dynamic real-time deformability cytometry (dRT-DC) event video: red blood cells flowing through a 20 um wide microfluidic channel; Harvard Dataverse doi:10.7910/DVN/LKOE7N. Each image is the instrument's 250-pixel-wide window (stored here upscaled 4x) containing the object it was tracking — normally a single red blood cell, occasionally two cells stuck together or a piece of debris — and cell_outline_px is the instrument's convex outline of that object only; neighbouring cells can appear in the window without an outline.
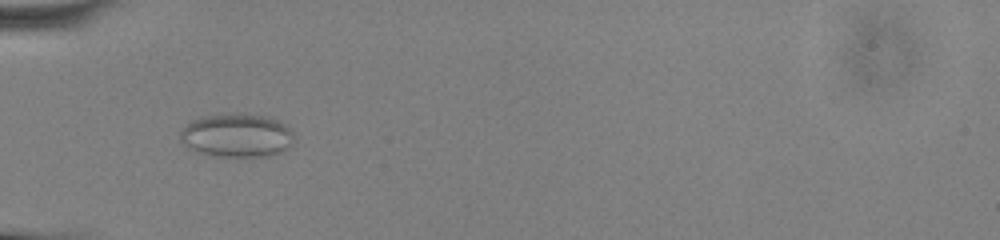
{"species": "common noctule bat (a hibernating species)", "species_latin": "Nyctalus noctula", "temperature_condition": "cold", "stored_images_in_passage": 54, "camera_frame_rate_fps": 3000, "um_per_image_px": 0.085, "animal": {"sex": "male", "body_mass_g": 13.0, "forearm_length_mm": 53.1}, "frame": {"image": 1, "passage_image": 19, "time_ms": 6.0, "image_size_px": [1000, 240], "cell_outline_px": [[292, 144], [284, 152], [276, 156], [212, 156], [192, 152], [180, 140], [180, 132], [192, 120], [200, 116], [220, 112], [244, 112], [268, 116], [284, 124], [292, 132]], "centroid_in_image_um": [20.1, 11.49], "position_along_channel_um": 64.9, "area_um2": 29.82}}
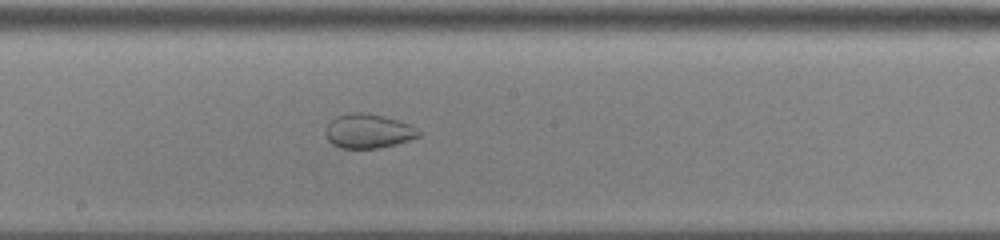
{"frame": {"image": 2, "passage_image": 31, "time_ms": 10.0, "image_size_px": [1000, 240], "cell_outline_px": [[420, 136], [396, 144], [380, 148], [340, 148], [332, 144], [328, 140], [328, 124], [336, 116], [348, 112], [368, 112], [384, 116], [408, 124], [420, 132]], "centroid_in_image_um": [31.3, 11.13], "position_along_channel_um": 216.9, "area_um2": 18.38}}
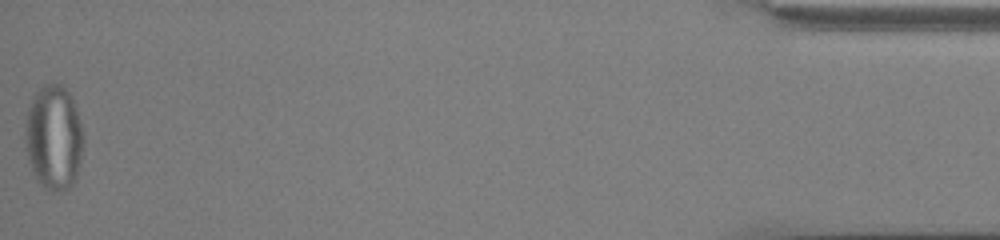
{"frame": {"image": 3, "passage_image": 54, "time_ms": 17.667, "image_size_px": [1000, 240], "cell_outline_px": [[84, 144], [80, 164], [76, 176], [72, 184], [68, 188], [60, 192], [52, 192], [44, 188], [36, 180], [32, 172], [28, 160], [24, 136], [24, 132], [28, 108], [36, 92], [44, 84], [60, 84], [72, 96], [84, 132]], "centroid_in_image_um": [4.58, 11.72], "position_along_channel_um": 430.6, "area_um2": 36.07}}